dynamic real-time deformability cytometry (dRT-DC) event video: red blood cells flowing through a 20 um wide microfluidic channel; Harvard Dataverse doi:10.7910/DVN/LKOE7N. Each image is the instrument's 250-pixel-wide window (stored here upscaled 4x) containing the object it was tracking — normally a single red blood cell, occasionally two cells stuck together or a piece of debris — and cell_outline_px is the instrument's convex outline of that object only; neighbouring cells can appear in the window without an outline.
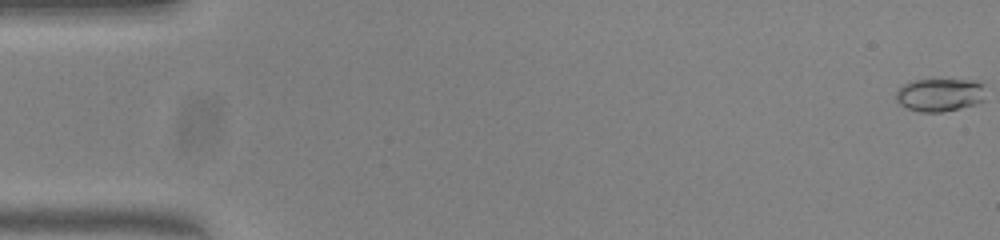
{"species": "common noctule bat (a hibernating species)", "species_latin": "Nyctalus noctula", "temperature_condition": "warm", "stored_images_in_passage": 12, "camera_frame_rate_fps": 3000, "um_per_image_px": 0.085, "animal": {"sex": "female", "body_mass_g": 23.0, "forearm_length_mm": 53.4}, "frame": {"image": 1, "passage_image": 1, "time_ms": 0.0, "image_size_px": [1000, 240], "cell_outline_px": [[984, 100], [976, 104], [944, 112], [920, 112], [908, 108], [900, 104], [896, 100], [896, 92], [904, 84], [916, 80], [932, 76], [976, 80], [984, 84]], "centroid_in_image_um": [79.92, 8.0], "position_along_channel_um": 5.1, "area_um2": 18.15}}